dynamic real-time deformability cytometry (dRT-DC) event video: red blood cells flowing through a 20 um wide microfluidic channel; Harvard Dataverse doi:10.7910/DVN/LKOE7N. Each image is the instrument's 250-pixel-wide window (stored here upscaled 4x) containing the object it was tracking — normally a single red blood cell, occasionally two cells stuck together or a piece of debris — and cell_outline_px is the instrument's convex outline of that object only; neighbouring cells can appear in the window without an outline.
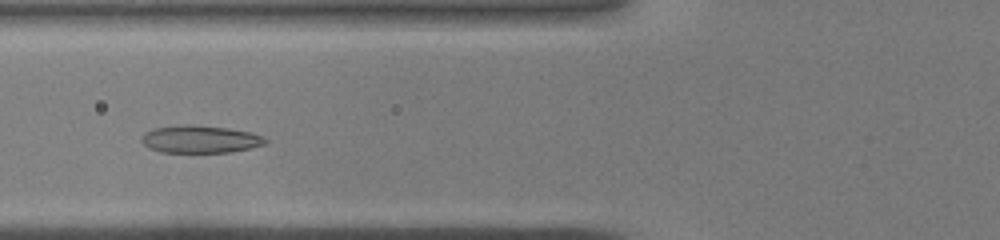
{"species": "common noctule bat (a hibernating species)", "species_latin": "Nyctalus noctula", "temperature_condition": "warm", "stored_images_in_passage": 38, "camera_frame_rate_fps": 3000, "um_per_image_px": 0.085, "animal": {"sex": "male", "body_mass_g": 19.0, "forearm_length_mm": 50.8}, "frame": {"image": 1, "passage_image": 12, "time_ms": 3.667, "image_size_px": [1000, 240], "cell_outline_px": [[268, 140], [264, 144], [232, 152], [160, 152], [148, 148], [140, 140], [144, 132], [152, 128], [188, 124], [196, 124], [228, 128], [252, 132], [264, 136]], "centroid_in_image_um": [16.99, 11.82], "position_along_channel_um": 108.8, "area_um2": 20.06}}
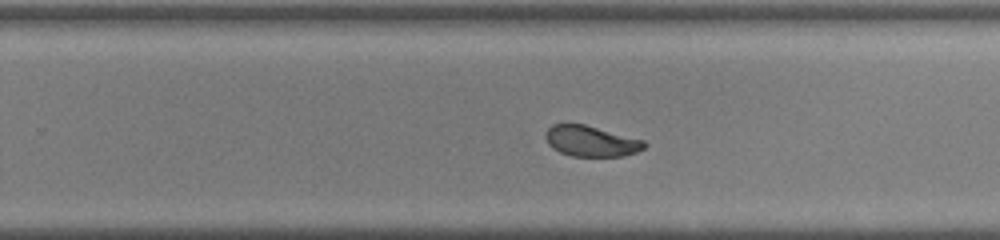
{"frame": {"image": 2, "passage_image": 23, "time_ms": 7.333, "image_size_px": [1000, 240], "cell_outline_px": [[648, 144], [644, 148], [636, 152], [624, 156], [572, 156], [560, 152], [552, 148], [548, 144], [544, 136], [544, 132], [552, 124], [568, 120], [584, 124], [644, 140]], "centroid_in_image_um": [50.17, 11.95], "position_along_channel_um": 279.6, "area_um2": 18.21}}
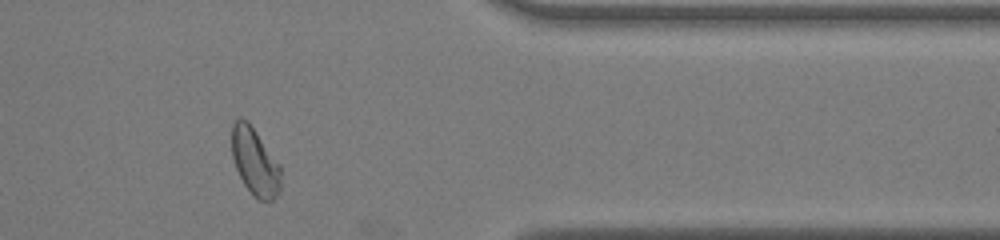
{"frame": {"image": 3, "passage_image": 31, "time_ms": 10.0, "image_size_px": [1000, 240], "cell_outline_px": [[280, 192], [268, 204], [252, 196], [244, 184], [236, 168], [232, 156], [232, 124], [240, 116], [248, 120], [280, 164]], "centroid_in_image_um": [21.67, 13.76], "position_along_channel_um": 389.7, "area_um2": 19.54}}